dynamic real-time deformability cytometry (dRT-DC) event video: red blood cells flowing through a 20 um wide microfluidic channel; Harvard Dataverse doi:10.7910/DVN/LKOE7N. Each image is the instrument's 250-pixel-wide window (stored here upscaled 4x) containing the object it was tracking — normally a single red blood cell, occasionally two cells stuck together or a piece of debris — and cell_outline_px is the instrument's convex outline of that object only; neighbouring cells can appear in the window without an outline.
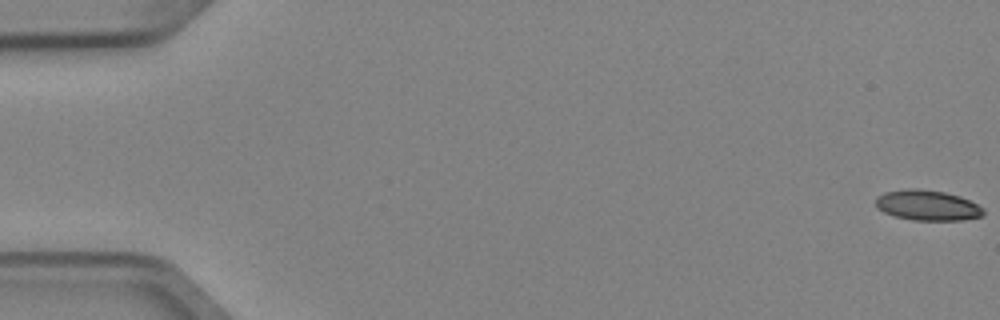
{"species": "Egyptian fruit bat (a non-hibernating species)", "species_latin": "Rousettus aegyptiacus", "temperature_condition": "cold", "stored_images_in_passage": 6, "camera_frame_rate_fps": 3000, "um_per_image_px": 0.085, "animal": {"sex": "female"}, "frame": {"image": 1, "passage_image": 1, "time_ms": 0.0, "image_size_px": [1000, 320], "cell_outline_px": [[984, 212], [980, 216], [960, 220], [912, 220], [896, 216], [884, 212], [876, 208], [876, 196], [884, 192], [908, 188], [916, 188], [944, 192], [960, 196], [984, 208]], "centroid_in_image_um": [78.79, 17.44], "position_along_channel_um": 6.2, "area_um2": 18.96}}
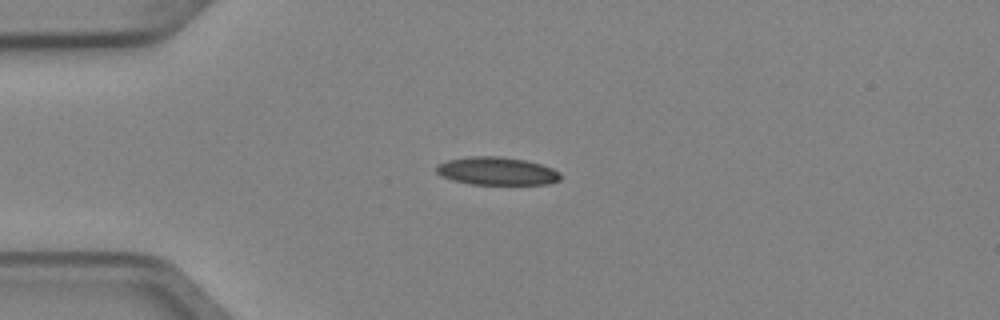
{"frame": {"image": 2, "passage_image": 4, "time_ms": 1.0, "image_size_px": [1000, 320], "cell_outline_px": [[560, 180], [548, 184], [468, 184], [452, 180], [440, 176], [436, 172], [436, 164], [448, 160], [468, 156], [500, 156], [524, 160], [540, 164], [552, 168], [560, 172]], "centroid_in_image_um": [42.19, 14.54], "position_along_channel_um": 42.8, "area_um2": 20.35}}
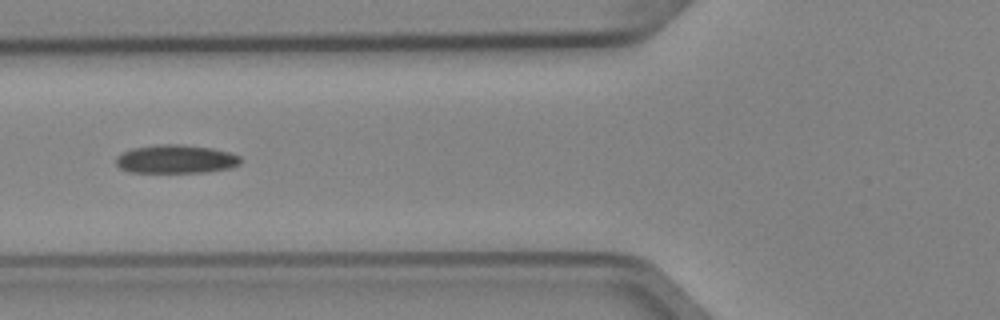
{"frame": {"image": 3, "passage_image": 6, "time_ms": 1.667, "image_size_px": [1000, 320], "cell_outline_px": [[240, 164], [228, 168], [204, 172], [132, 172], [120, 168], [116, 164], [116, 156], [132, 148], [156, 144], [180, 144], [212, 148], [228, 152], [240, 156]], "centroid_in_image_um": [14.93, 13.51], "position_along_channel_um": 110.9, "area_um2": 20.58}}